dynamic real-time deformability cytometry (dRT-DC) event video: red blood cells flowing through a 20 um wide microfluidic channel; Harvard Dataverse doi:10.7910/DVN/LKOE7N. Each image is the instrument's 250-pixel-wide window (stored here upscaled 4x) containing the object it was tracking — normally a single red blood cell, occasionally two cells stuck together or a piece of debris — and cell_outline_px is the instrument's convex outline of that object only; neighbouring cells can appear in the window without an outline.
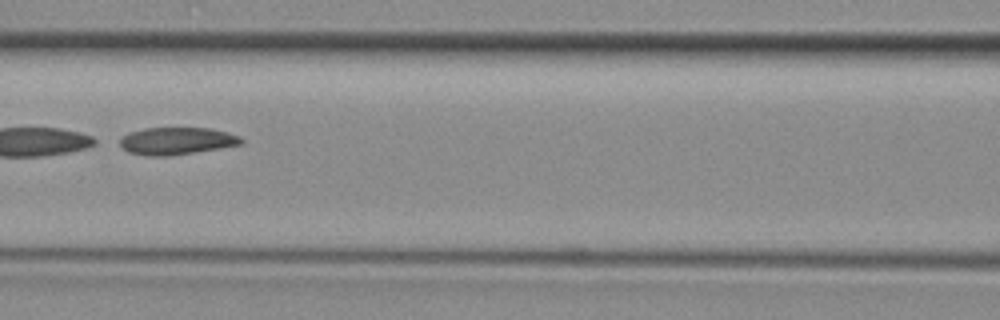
{"species": "common noctule bat (a hibernating species)", "species_latin": "Nyctalus noctula", "temperature_condition": "room temperature", "stored_images_in_passage": 41, "segment_of_instrument_passage": [2, 2], "camera_frame_rate_fps": 3000, "um_per_image_px": 0.085, "animal": {"sex": "female", "body_mass_g": 29.2, "forearm_length_mm": 56.3}, "frame": {"image": 1, "passage_image": 21, "time_ms": 6.667, "image_size_px": [1000, 320], "cell_outline_px": [[244, 144], [168, 156], [144, 156], [128, 152], [120, 144], [120, 140], [128, 132], [144, 128], [208, 128], [240, 136], [244, 140]], "centroid_in_image_um": [15.0, 11.98], "position_along_channel_um": 151.6, "area_um2": 19.19}}
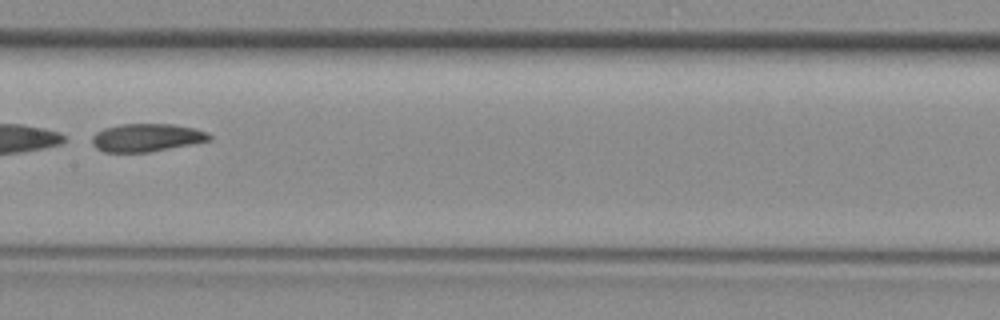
{"frame": {"image": 2, "passage_image": 24, "time_ms": 7.667, "image_size_px": [1000, 320], "cell_outline_px": [[212, 140], [148, 152], [104, 152], [96, 148], [92, 144], [92, 136], [96, 132], [104, 128], [120, 124], [172, 124], [196, 128], [212, 136]], "centroid_in_image_um": [12.44, 11.69], "position_along_channel_um": 195.0, "area_um2": 19.07}}